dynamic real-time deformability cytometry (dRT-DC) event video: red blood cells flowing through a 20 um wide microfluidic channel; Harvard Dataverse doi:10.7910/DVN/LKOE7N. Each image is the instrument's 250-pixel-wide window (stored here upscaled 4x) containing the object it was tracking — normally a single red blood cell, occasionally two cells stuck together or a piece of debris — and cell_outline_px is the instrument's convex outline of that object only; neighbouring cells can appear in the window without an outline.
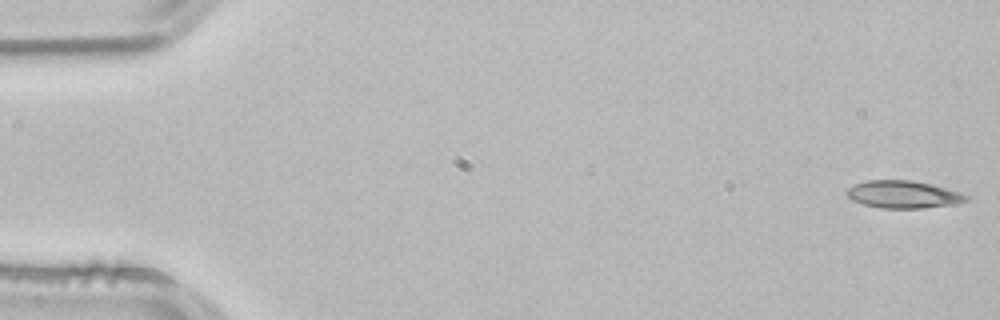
{"species": "common noctule bat (a hibernating species)", "species_latin": "Nyctalus noctula", "temperature_condition": "room temperature", "stored_images_in_passage": 53, "camera_frame_rate_fps": 3000, "um_per_image_px": 0.085, "animal": {"sex": "male", "body_mass_g": 21.5, "forearm_length_mm": 52.0}, "frame": {"image": 1, "passage_image": 1, "time_ms": 0.0, "image_size_px": [1000, 320], "cell_outline_px": [[972, 196], [968, 200], [956, 204], [924, 208], [880, 208], [864, 204], [852, 200], [844, 192], [848, 188], [856, 184], [868, 180], [912, 180], [932, 184], [960, 192]], "centroid_in_image_um": [76.82, 16.53], "position_along_channel_um": 8.2, "area_um2": 19.25}}
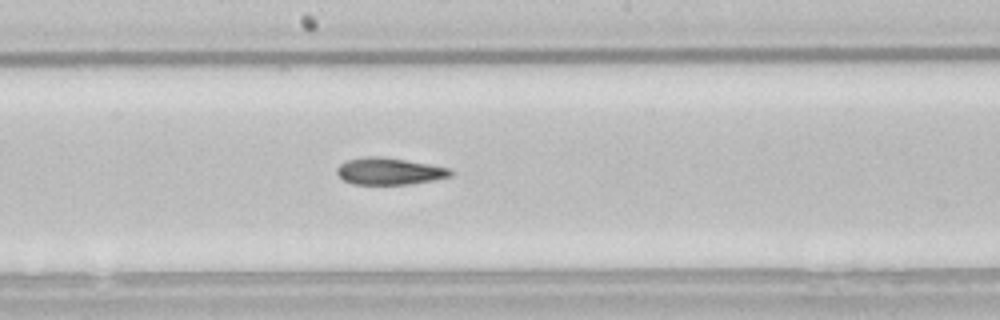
{"frame": {"image": 2, "passage_image": 28, "time_ms": 9.0, "image_size_px": [1000, 320], "cell_outline_px": [[456, 172], [452, 176], [432, 180], [408, 184], [352, 184], [344, 180], [336, 172], [336, 168], [344, 160], [364, 156], [380, 156], [428, 164], [448, 168]], "centroid_in_image_um": [33.06, 14.55], "position_along_channel_um": 215.1, "area_um2": 17.8}}
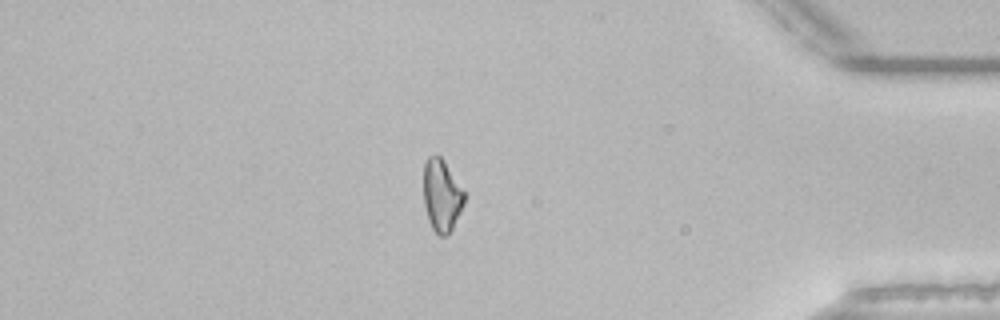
{"frame": {"image": 3, "passage_image": 45, "time_ms": 14.667, "image_size_px": [1000, 320], "cell_outline_px": [[464, 204], [448, 236], [440, 236], [432, 228], [428, 220], [424, 204], [424, 164], [428, 156], [436, 152], [444, 160], [464, 192]], "centroid_in_image_um": [37.52, 16.59], "position_along_channel_um": 397.7, "area_um2": 17.11}, "authors_computed_cell_mechanics": {"area_um2": 18.3226, "velocity_mm_per_s": 3.8518, "shape_relaxation_time_tau1_ms": 8.5905, "shape_relaxation_time_tau2_ms": 2.5488, "deformation_change_tau1": 0.1909, "deformation_change_tau2": 0.0958}}